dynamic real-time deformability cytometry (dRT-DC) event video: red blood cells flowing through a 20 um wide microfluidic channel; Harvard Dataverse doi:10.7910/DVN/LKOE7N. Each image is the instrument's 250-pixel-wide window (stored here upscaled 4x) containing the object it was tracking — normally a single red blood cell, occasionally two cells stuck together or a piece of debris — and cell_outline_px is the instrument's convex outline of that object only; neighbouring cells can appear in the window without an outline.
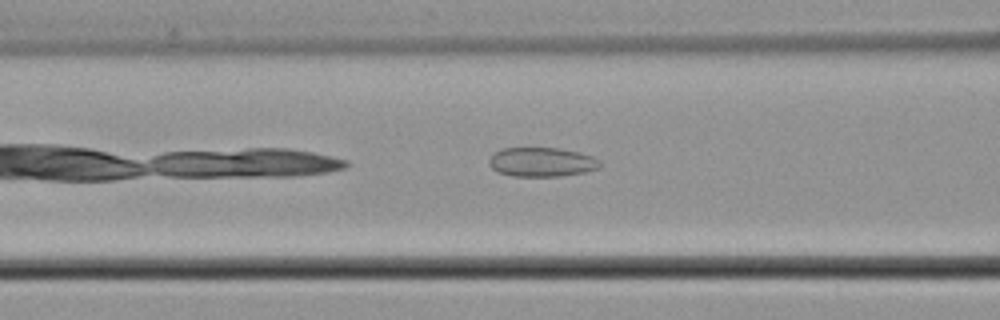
{"species": "common noctule bat (a hibernating species)", "species_latin": "Nyctalus noctula", "temperature_condition": "cold", "stored_images_in_passage": 29, "camera_frame_rate_fps": 3000, "um_per_image_px": 0.085, "animal": {"sex": "male", "body_mass_g": 21.5, "forearm_length_mm": 52.0}, "frame": {"image": 1, "passage_image": 8, "time_ms": 2.333, "image_size_px": [1000, 320], "cell_outline_px": [[600, 168], [584, 172], [560, 176], [512, 176], [496, 172], [492, 168], [488, 160], [492, 152], [504, 148], [560, 148], [580, 152], [592, 156], [600, 160]], "centroid_in_image_um": [46.03, 13.77], "position_along_channel_um": 120.6, "area_um2": 19.07}}
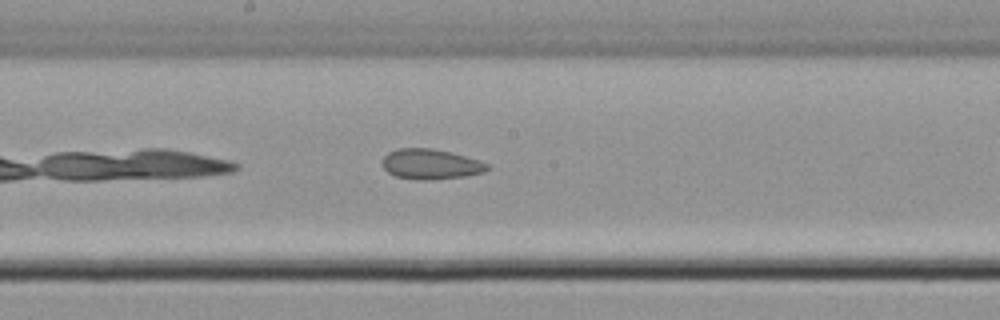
{"frame": {"image": 2, "passage_image": 15, "time_ms": 4.667, "image_size_px": [1000, 320], "cell_outline_px": [[492, 168], [484, 172], [464, 176], [432, 180], [416, 180], [396, 176], [388, 172], [384, 168], [384, 156], [388, 152], [400, 148], [432, 148], [452, 152], [480, 160], [488, 164]], "centroid_in_image_um": [36.65, 13.95], "position_along_channel_um": 211.5, "area_um2": 18.55}}
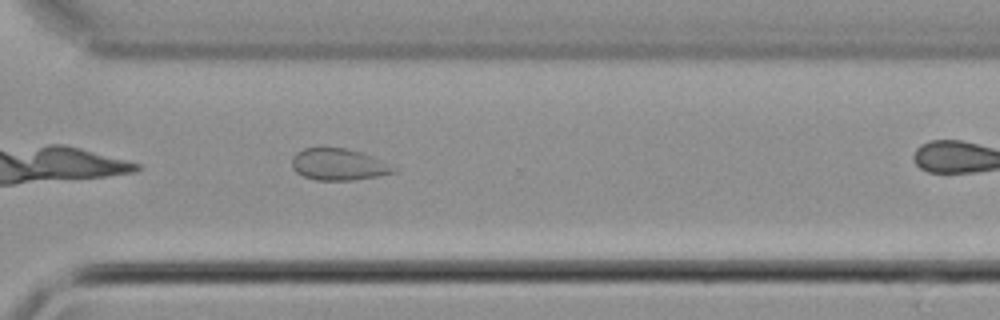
{"frame": {"image": 3, "passage_image": 25, "time_ms": 8.0, "image_size_px": [1000, 320], "cell_outline_px": [[400, 168], [396, 172], [376, 176], [352, 180], [316, 180], [304, 176], [296, 172], [292, 168], [292, 156], [296, 152], [304, 148], [344, 148], [360, 152], [372, 156]], "centroid_in_image_um": [28.79, 13.98], "position_along_channel_um": 341.8, "area_um2": 18.79}}